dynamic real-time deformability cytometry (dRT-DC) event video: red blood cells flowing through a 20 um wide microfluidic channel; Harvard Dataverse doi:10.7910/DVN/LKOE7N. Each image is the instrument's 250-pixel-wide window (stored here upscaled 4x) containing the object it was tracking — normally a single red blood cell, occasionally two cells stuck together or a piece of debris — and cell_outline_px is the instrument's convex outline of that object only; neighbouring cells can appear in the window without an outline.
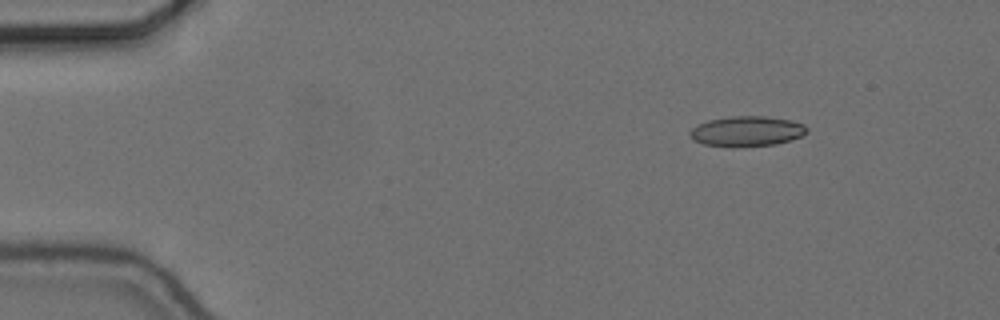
{"species": "common noctule bat (a hibernating species)", "species_latin": "Nyctalus noctula", "temperature_condition": "cold", "stored_images_in_passage": 50, "camera_frame_rate_fps": 3000, "um_per_image_px": 0.085, "animal": {"sex": "female", "body_mass_g": 24.6, "forearm_length_mm": 56.2}, "frame": {"image": 1, "passage_image": 1, "time_ms": 0.0, "image_size_px": [1000, 320], "cell_outline_px": [[808, 132], [792, 140], [776, 144], [732, 148], [704, 144], [696, 140], [688, 132], [696, 124], [708, 120], [732, 116], [764, 116], [788, 120], [804, 124], [808, 128]], "centroid_in_image_um": [63.48, 11.17], "position_along_channel_um": 21.5, "area_um2": 20.69}}
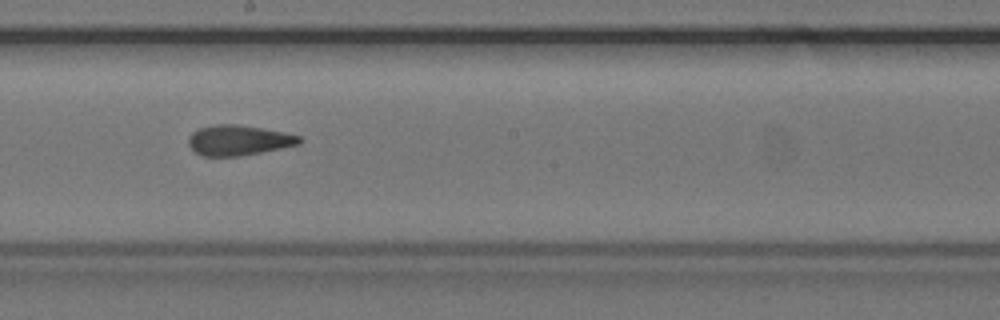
{"frame": {"image": 2, "passage_image": 25, "time_ms": 8.0, "image_size_px": [1000, 320], "cell_outline_px": [[304, 140], [300, 144], [240, 156], [200, 156], [188, 144], [188, 140], [192, 132], [200, 128], [216, 124], [236, 124], [260, 128], [300, 136]], "centroid_in_image_um": [20.26, 11.93], "position_along_channel_um": 227.9, "area_um2": 19.31}}
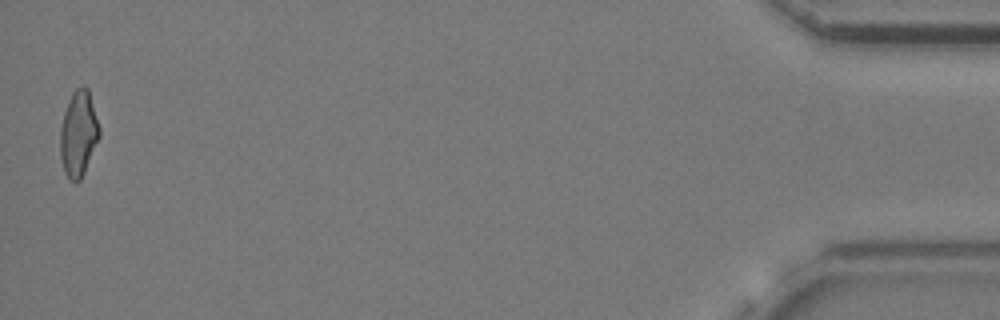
{"frame": {"image": 3, "passage_image": 49, "time_ms": 16.0, "image_size_px": [1000, 320], "cell_outline_px": [[100, 136], [84, 172], [80, 180], [68, 180], [64, 172], [60, 156], [60, 128], [64, 112], [72, 92], [76, 88], [84, 84], [88, 88], [100, 128]], "centroid_in_image_um": [6.66, 11.34], "position_along_channel_um": 428.5, "area_um2": 19.54}, "authors_computed_cell_mechanics": {"area_um2": 19.7965, "velocity_mm_per_s": 3.6823, "shape_relaxation_time_tau1_ms": null, "shape_relaxation_time_tau2_ms": 2.1548, "deformation_change_tau1": null, "deformation_change_tau2": 0.0971}}